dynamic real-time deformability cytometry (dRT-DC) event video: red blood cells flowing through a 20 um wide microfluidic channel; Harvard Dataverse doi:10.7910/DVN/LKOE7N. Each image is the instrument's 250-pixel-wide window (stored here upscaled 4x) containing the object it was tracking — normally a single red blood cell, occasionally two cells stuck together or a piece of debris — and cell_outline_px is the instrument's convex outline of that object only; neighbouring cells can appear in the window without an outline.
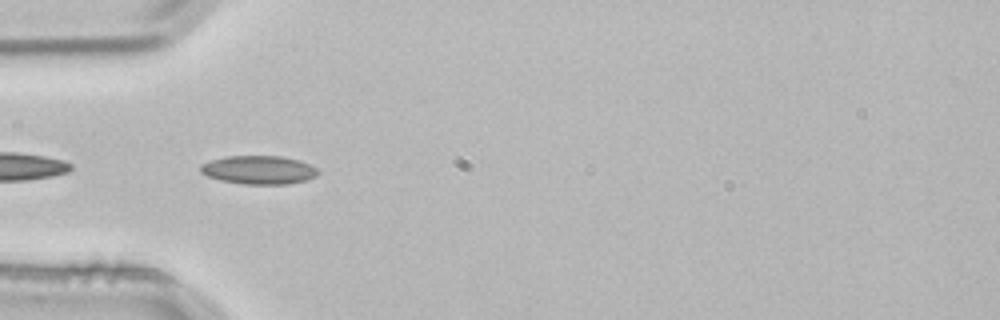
{"species": "common noctule bat (a hibernating species)", "species_latin": "Nyctalus noctula", "temperature_condition": "room temperature", "stored_images_in_passage": 3, "camera_frame_rate_fps": 3000, "um_per_image_px": 0.085, "animal": {"sex": "male", "body_mass_g": 21.5, "forearm_length_mm": 52.0}, "frame": {"image": 1, "passage_image": 3, "time_ms": 0.667, "image_size_px": [1000, 320], "cell_outline_px": [[320, 172], [316, 176], [304, 180], [288, 184], [244, 184], [220, 180], [208, 176], [200, 172], [200, 164], [212, 160], [228, 156], [280, 156], [300, 160], [316, 168]], "centroid_in_image_um": [21.99, 14.44], "position_along_channel_um": 63.0, "area_um2": 19.42}}